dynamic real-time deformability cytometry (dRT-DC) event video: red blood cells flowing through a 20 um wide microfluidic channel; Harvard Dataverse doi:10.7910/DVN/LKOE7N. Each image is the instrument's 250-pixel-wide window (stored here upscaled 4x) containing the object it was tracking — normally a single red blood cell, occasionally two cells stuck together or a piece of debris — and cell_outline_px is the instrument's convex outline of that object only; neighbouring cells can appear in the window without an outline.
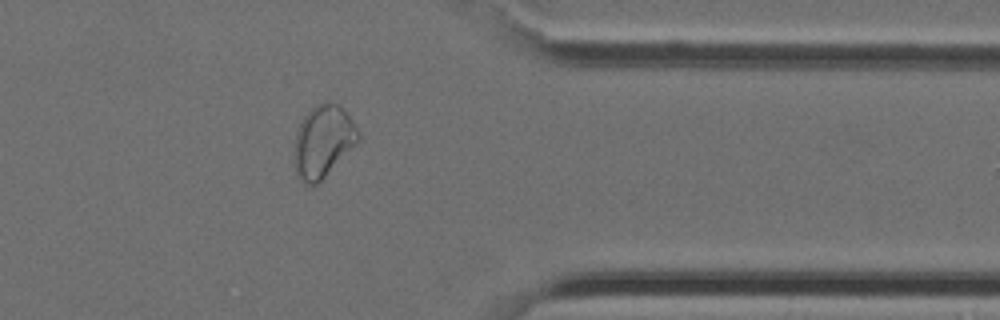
{"species": "Egyptian fruit bat (a non-hibernating species)", "species_latin": "Rousettus aegyptiacus", "temperature_condition": "cold", "stored_images_in_passage": 25, "camera_frame_rate_fps": 3000, "um_per_image_px": 0.085, "animal": {"sex": "female"}, "frame": {"image": 1, "passage_image": 22, "time_ms": 7.0, "image_size_px": [1000, 320], "cell_outline_px": [[360, 140], [316, 184], [304, 184], [296, 176], [296, 132], [304, 116], [316, 104], [336, 104], [348, 112], [360, 132]], "centroid_in_image_um": [27.49, 12.0], "position_along_channel_um": 383.9, "area_um2": 26.18}}